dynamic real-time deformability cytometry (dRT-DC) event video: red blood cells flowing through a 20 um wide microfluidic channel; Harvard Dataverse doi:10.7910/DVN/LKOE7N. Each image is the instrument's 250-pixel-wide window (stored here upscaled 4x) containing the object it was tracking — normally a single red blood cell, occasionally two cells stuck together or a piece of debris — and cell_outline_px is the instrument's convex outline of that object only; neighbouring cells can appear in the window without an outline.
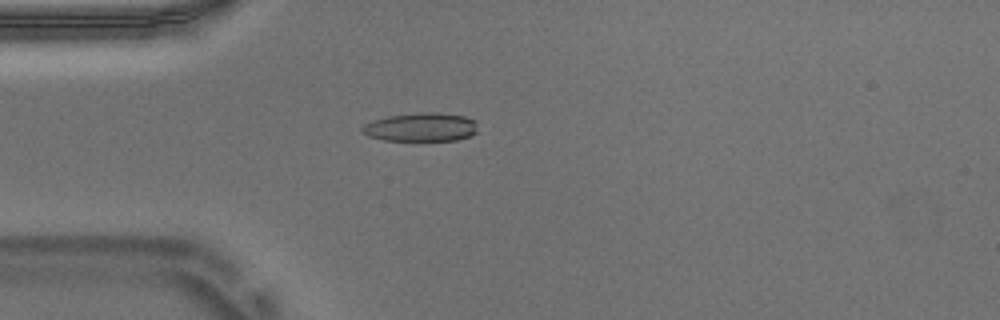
{"species": "Egyptian fruit bat (a non-hibernating species)", "species_latin": "Rousettus aegyptiacus", "temperature_condition": "warm", "stored_images_in_passage": 40, "camera_frame_rate_fps": 3000, "um_per_image_px": 0.085, "animal": {"sex": "male"}, "frame": {"image": 1, "passage_image": 1, "time_ms": 0.0, "image_size_px": [1000, 320], "cell_outline_px": [[476, 132], [472, 136], [456, 140], [384, 140], [368, 136], [360, 132], [360, 128], [364, 124], [388, 116], [420, 112], [436, 112], [464, 116], [476, 120]], "centroid_in_image_um": [35.79, 10.8], "position_along_channel_um": 49.2, "area_um2": 19.31}}
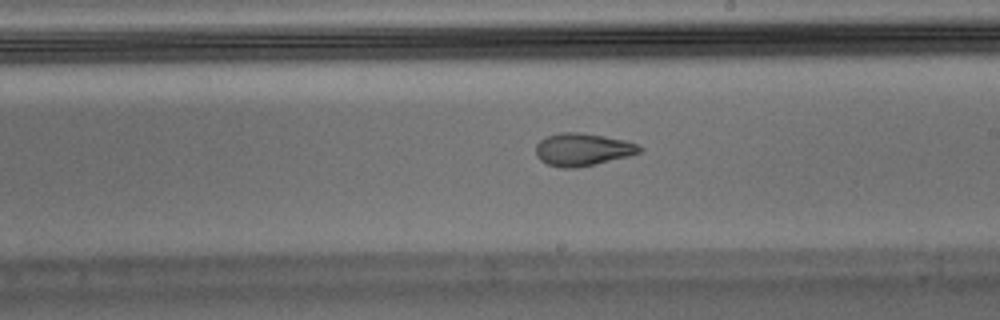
{"frame": {"image": 2, "passage_image": 17, "time_ms": 5.333, "image_size_px": [1000, 320], "cell_outline_px": [[644, 148], [640, 152], [628, 156], [596, 164], [576, 168], [560, 168], [548, 164], [540, 160], [536, 156], [536, 144], [540, 140], [548, 136], [560, 132], [580, 132], [604, 136], [624, 140], [640, 144]], "centroid_in_image_um": [49.53, 12.71], "position_along_channel_um": 239.5, "area_um2": 19.83}}
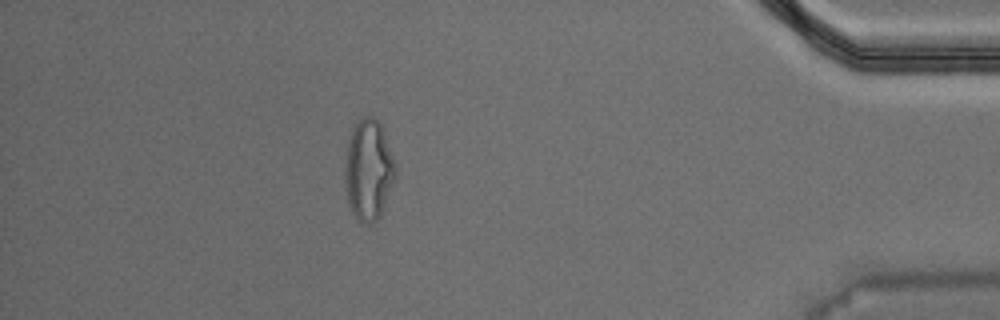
{"frame": {"image": 3, "passage_image": 34, "time_ms": 11.0, "image_size_px": [1000, 320], "cell_outline_px": [[396, 176], [380, 216], [376, 220], [368, 224], [364, 224], [352, 212], [348, 204], [344, 180], [344, 172], [348, 140], [352, 128], [364, 116], [372, 116], [380, 124], [396, 168]], "centroid_in_image_um": [31.3, 14.47], "position_along_channel_um": 403.9, "area_um2": 29.25}, "authors_computed_cell_mechanics": {"area_um2": 20.1433, "velocity_mm_per_s": 3.7285, "shape_relaxation_time_tau1_ms": null, "shape_relaxation_time_tau2_ms": 1.8696, "deformation_change_tau1": null, "deformation_change_tau2": 0.0892}}